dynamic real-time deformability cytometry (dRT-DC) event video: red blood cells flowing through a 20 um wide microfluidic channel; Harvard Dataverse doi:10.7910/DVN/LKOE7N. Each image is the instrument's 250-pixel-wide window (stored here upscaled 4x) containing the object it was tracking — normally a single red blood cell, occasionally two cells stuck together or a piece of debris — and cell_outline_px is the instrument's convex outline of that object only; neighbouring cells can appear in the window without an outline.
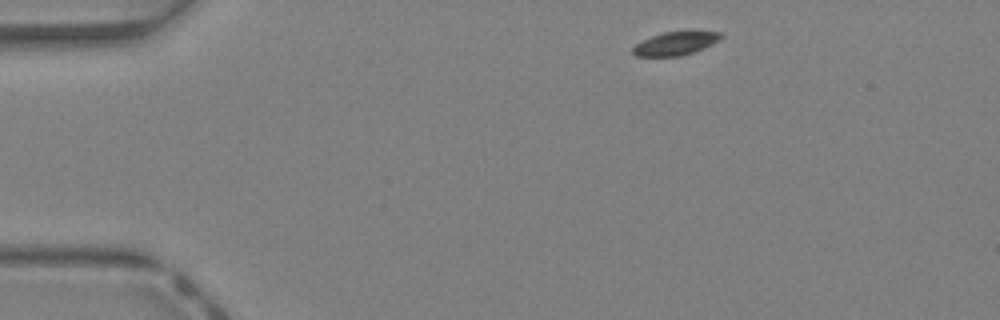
{"species": "Egyptian fruit bat (a non-hibernating species)", "species_latin": "Rousettus aegyptiacus", "temperature_condition": "warm", "stored_images_in_passage": 38, "camera_frame_rate_fps": 3000, "um_per_image_px": 0.085, "animal": {"sex": "female"}, "frame": {"image": 1, "passage_image": 1, "time_ms": 0.0, "image_size_px": [1000, 320], "cell_outline_px": [[724, 36], [720, 40], [704, 48], [680, 56], [636, 56], [632, 52], [632, 48], [636, 44], [660, 32], [688, 28], [724, 32]], "centroid_in_image_um": [57.52, 3.62], "position_along_channel_um": 27.5, "area_um2": 12.77}}
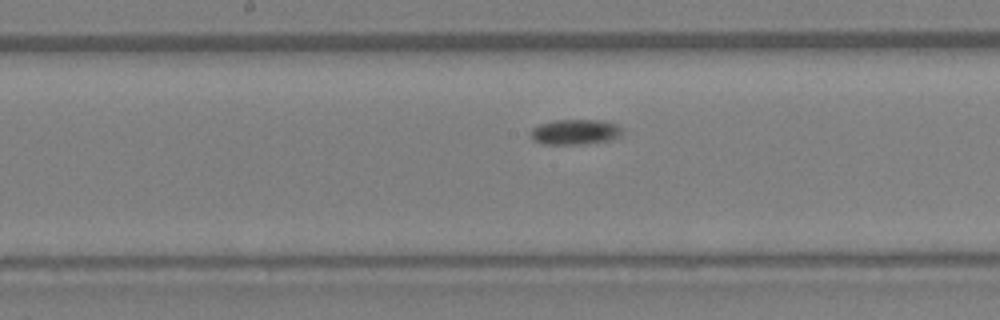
{"frame": {"image": 2, "passage_image": 17, "time_ms": 5.333, "image_size_px": [1000, 320], "cell_outline_px": [[624, 132], [620, 136], [608, 140], [584, 144], [544, 144], [532, 140], [532, 128], [540, 124], [556, 120], [600, 120], [616, 124], [624, 128]], "centroid_in_image_um": [48.93, 11.21], "position_along_channel_um": 199.3, "area_um2": 13.47}}
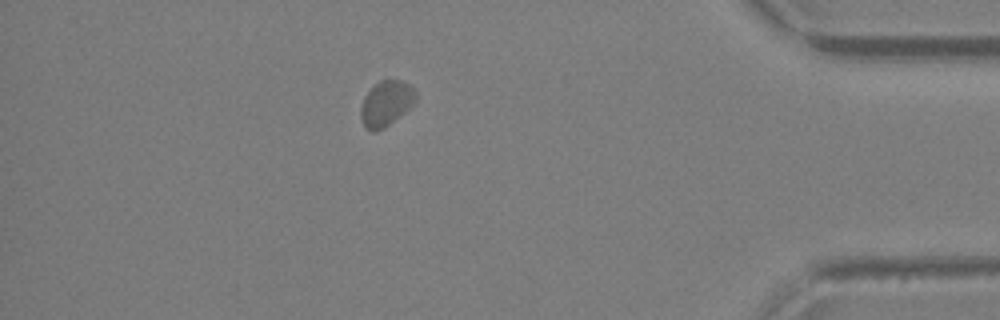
{"frame": {"image": 3, "passage_image": 33, "time_ms": 10.667, "image_size_px": [1000, 320], "cell_outline_px": [[416, 100], [404, 112], [384, 128], [376, 132], [372, 132], [364, 128], [360, 116], [360, 108], [364, 96], [380, 80], [400, 80], [408, 84], [416, 92]], "centroid_in_image_um": [32.78, 8.82], "position_along_channel_um": 402.4, "area_um2": 14.39}}